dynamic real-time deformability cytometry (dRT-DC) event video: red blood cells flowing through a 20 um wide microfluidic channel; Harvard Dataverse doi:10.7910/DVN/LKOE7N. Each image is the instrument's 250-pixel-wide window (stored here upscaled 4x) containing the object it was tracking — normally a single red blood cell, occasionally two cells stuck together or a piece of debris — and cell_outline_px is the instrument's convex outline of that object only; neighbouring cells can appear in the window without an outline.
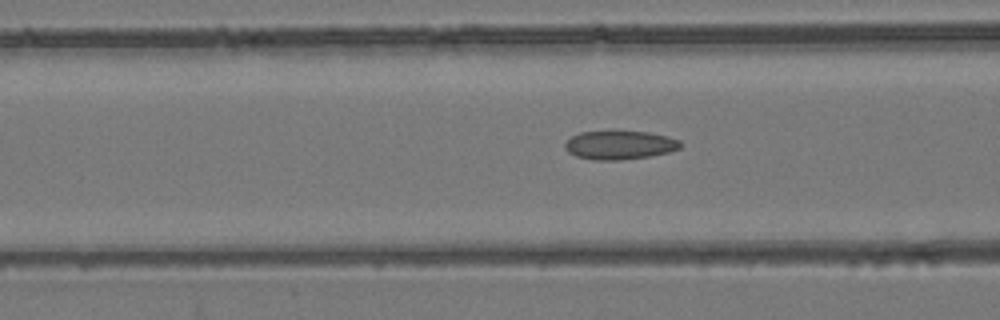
{"species": "common noctule bat (a hibernating species)", "species_latin": "Nyctalus noctula", "temperature_condition": "room temperature", "stored_images_in_passage": 54, "camera_frame_rate_fps": 3000, "um_per_image_px": 0.085, "animal": {"sex": "female", "body_mass_g": 24.6, "forearm_length_mm": 56.2}, "frame": {"image": 1, "passage_image": 22, "time_ms": 7.0, "image_size_px": [1000, 320], "cell_outline_px": [[684, 144], [680, 148], [668, 152], [652, 156], [620, 160], [592, 160], [576, 156], [568, 152], [564, 148], [564, 144], [572, 136], [580, 132], [612, 128], [648, 132], [668, 136], [680, 140]], "centroid_in_image_um": [52.67, 12.28], "position_along_channel_um": 113.9, "area_um2": 20.29}}
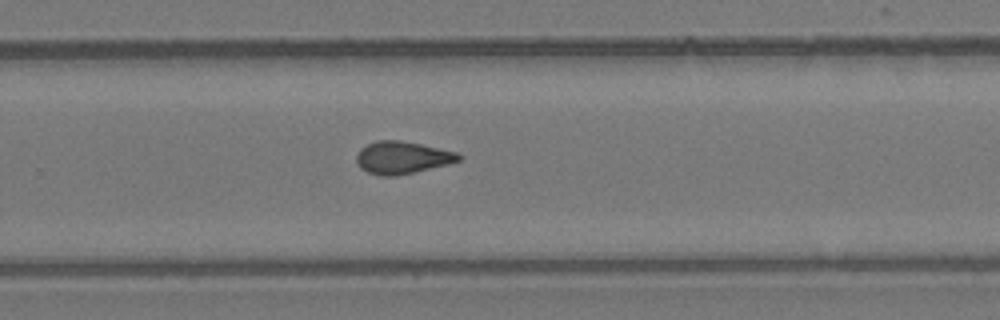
{"frame": {"image": 2, "passage_image": 36, "time_ms": 11.667, "image_size_px": [1000, 320], "cell_outline_px": [[460, 160], [448, 164], [396, 176], [380, 176], [368, 172], [360, 168], [356, 160], [356, 156], [360, 148], [376, 140], [396, 140], [420, 144], [456, 152], [460, 156]], "centroid_in_image_um": [34.14, 13.4], "position_along_channel_um": 295.7, "area_um2": 19.07}}
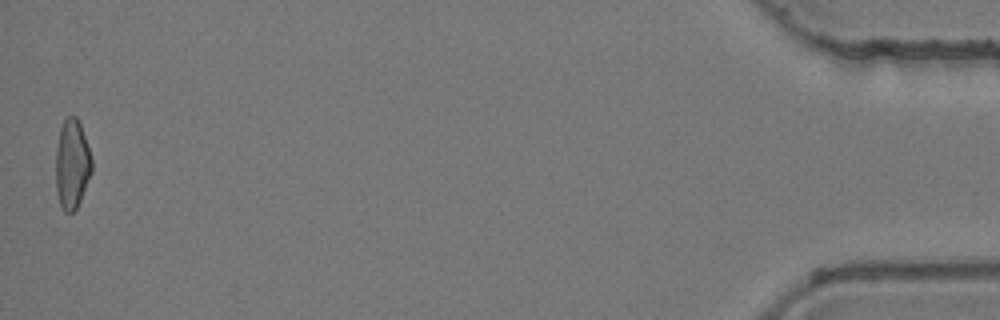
{"frame": {"image": 3, "passage_image": 54, "time_ms": 17.667, "image_size_px": [1000, 320], "cell_outline_px": [[92, 172], [80, 200], [76, 208], [72, 212], [64, 212], [60, 204], [56, 192], [56, 152], [60, 128], [64, 116], [76, 116], [80, 124], [92, 160]], "centroid_in_image_um": [6.11, 13.94], "position_along_channel_um": 429.1, "area_um2": 18.67}, "authors_computed_cell_mechanics": {"area_um2": 19.1896, "velocity_mm_per_s": 3.893, "shape_relaxation_time_tau1_ms": null, "shape_relaxation_time_tau2_ms": 2.6292, "deformation_change_tau1": null, "deformation_change_tau2": 0.1028}}